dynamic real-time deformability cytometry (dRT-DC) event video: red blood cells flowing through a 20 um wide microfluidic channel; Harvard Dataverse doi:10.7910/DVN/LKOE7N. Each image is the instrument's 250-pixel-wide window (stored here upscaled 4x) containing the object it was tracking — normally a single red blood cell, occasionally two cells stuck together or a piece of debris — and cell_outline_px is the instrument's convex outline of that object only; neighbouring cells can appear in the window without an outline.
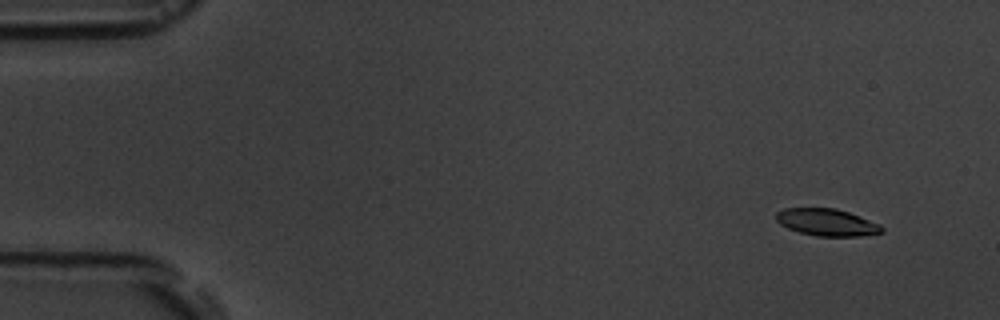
{"species": "common noctule bat (a hibernating species)", "species_latin": "Nyctalus noctula", "temperature_condition": "room temperature", "stored_images_in_passage": 5, "camera_frame_rate_fps": 3000, "um_per_image_px": 0.085, "animal": {"sex": "male", "body_mass_g": 19.5, "forearm_length_mm": 54.6}, "frame": {"image": 1, "passage_image": 1, "time_ms": 0.0, "image_size_px": [1000, 320], "cell_outline_px": [[884, 232], [860, 236], [816, 236], [800, 232], [788, 228], [780, 224], [776, 220], [776, 212], [784, 208], [836, 208], [848, 212], [880, 224], [884, 228]], "centroid_in_image_um": [70.28, 18.89], "position_along_channel_um": 14.7, "area_um2": 16.65}}